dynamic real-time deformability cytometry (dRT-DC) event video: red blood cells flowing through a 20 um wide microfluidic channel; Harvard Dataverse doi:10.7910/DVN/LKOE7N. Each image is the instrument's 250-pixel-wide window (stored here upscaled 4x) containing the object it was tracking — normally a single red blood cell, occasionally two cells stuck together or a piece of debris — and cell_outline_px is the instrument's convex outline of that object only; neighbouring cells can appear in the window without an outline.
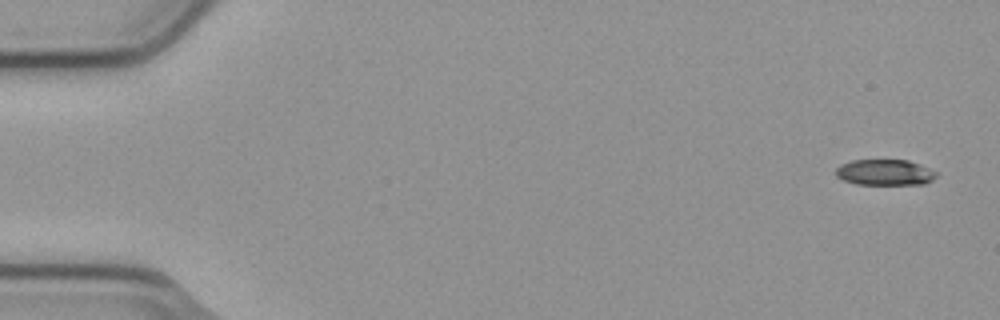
{"species": "common noctule bat (a hibernating species)", "species_latin": "Nyctalus noctula", "temperature_condition": "cold", "stored_images_in_passage": 4, "camera_frame_rate_fps": 3000, "um_per_image_px": 0.085, "animal": {"sex": "male", "body_mass_g": 23.1, "forearm_length_mm": 52.7}, "frame": {"image": 1, "passage_image": 1, "time_ms": 0.0, "image_size_px": [1000, 320], "cell_outline_px": [[936, 176], [932, 180], [924, 184], [856, 184], [844, 180], [836, 176], [836, 168], [840, 164], [852, 160], [908, 160], [920, 164], [936, 172]], "centroid_in_image_um": [75.2, 14.65], "position_along_channel_um": 9.8, "area_um2": 15.09}}
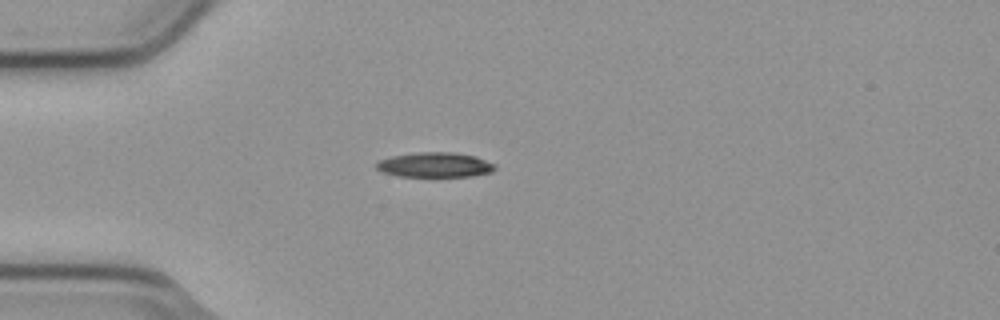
{"frame": {"image": 2, "passage_image": 4, "time_ms": 1.0, "image_size_px": [1000, 320], "cell_outline_px": [[496, 168], [492, 172], [472, 176], [400, 176], [380, 172], [376, 168], [376, 160], [392, 156], [420, 152], [452, 152], [476, 156], [496, 164]], "centroid_in_image_um": [36.96, 14.01], "position_along_channel_um": 48.0, "area_um2": 17.28}}